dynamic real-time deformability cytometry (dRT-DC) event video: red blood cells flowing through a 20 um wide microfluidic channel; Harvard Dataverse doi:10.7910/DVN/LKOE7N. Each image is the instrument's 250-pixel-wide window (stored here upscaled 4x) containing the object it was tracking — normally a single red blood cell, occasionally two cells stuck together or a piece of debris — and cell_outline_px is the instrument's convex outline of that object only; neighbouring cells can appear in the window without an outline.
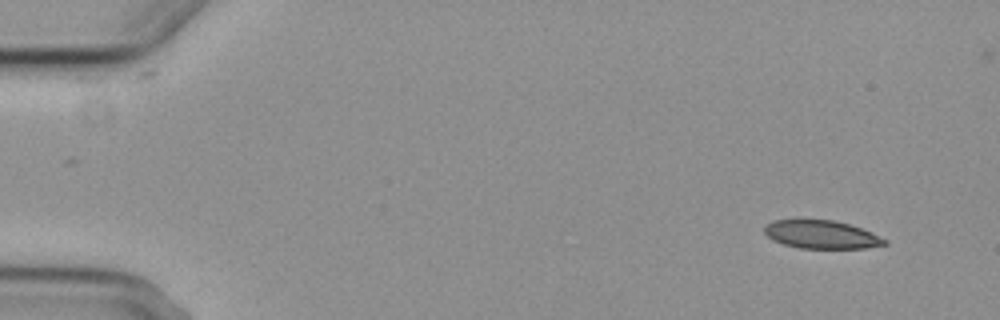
{"species": "common noctule bat (a hibernating species)", "species_latin": "Nyctalus noctula", "temperature_condition": "cold", "stored_images_in_passage": 5, "camera_frame_rate_fps": 3000, "um_per_image_px": 0.085, "animal": {"sex": "female", "body_mass_g": 29.2, "forearm_length_mm": 56.3}, "frame": {"image": 1, "passage_image": 1, "time_ms": 0.0, "image_size_px": [1000, 320], "cell_outline_px": [[888, 244], [864, 248], [800, 248], [784, 244], [772, 240], [764, 232], [764, 224], [772, 220], [832, 220], [848, 224], [872, 232], [888, 240]], "centroid_in_image_um": [69.81, 19.93], "position_along_channel_um": 15.2, "area_um2": 19.71}}
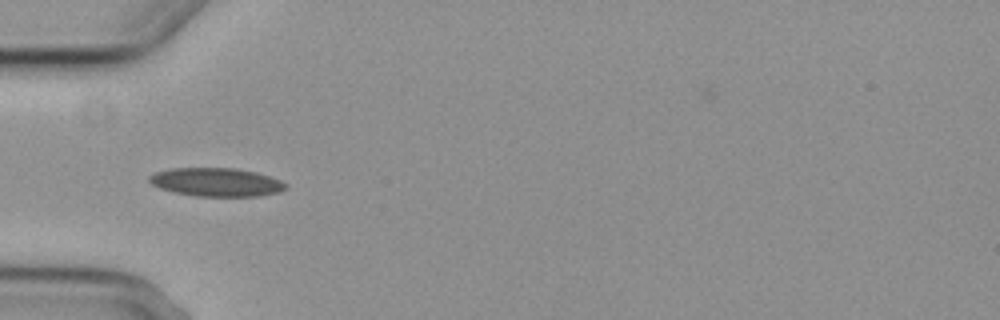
{"frame": {"image": 2, "passage_image": 5, "time_ms": 4.667, "image_size_px": [1000, 320], "cell_outline_px": [[288, 188], [280, 192], [260, 196], [192, 196], [160, 188], [152, 184], [148, 180], [148, 176], [156, 172], [172, 168], [236, 168], [256, 172], [280, 180], [288, 184]], "centroid_in_image_um": [18.42, 15.48], "position_along_channel_um": 66.6, "area_um2": 22.72}}